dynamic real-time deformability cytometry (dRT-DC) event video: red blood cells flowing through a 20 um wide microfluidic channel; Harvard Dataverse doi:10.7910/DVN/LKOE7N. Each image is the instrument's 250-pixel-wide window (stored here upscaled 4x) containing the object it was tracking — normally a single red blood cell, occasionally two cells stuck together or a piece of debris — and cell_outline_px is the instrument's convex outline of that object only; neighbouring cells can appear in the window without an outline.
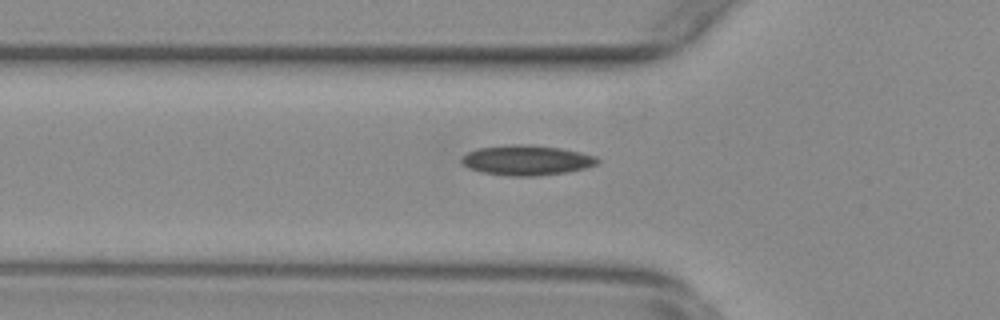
{"species": "common noctule bat (a hibernating species)", "species_latin": "Nyctalus noctula", "temperature_condition": "warm", "stored_images_in_passage": 41, "camera_frame_rate_fps": 3000, "um_per_image_px": 0.085, "animal": {"sex": "female", "body_mass_g": 29.2, "forearm_length_mm": 56.3}, "frame": {"image": 1, "passage_image": 7, "time_ms": 2.0, "image_size_px": [1000, 320], "cell_outline_px": [[600, 164], [568, 172], [540, 176], [508, 176], [480, 172], [468, 168], [460, 164], [460, 156], [468, 152], [480, 148], [512, 144], [520, 144], [560, 148], [580, 152], [596, 156], [600, 160]], "centroid_in_image_um": [44.74, 13.63], "position_along_channel_um": 81.1, "area_um2": 24.04}}
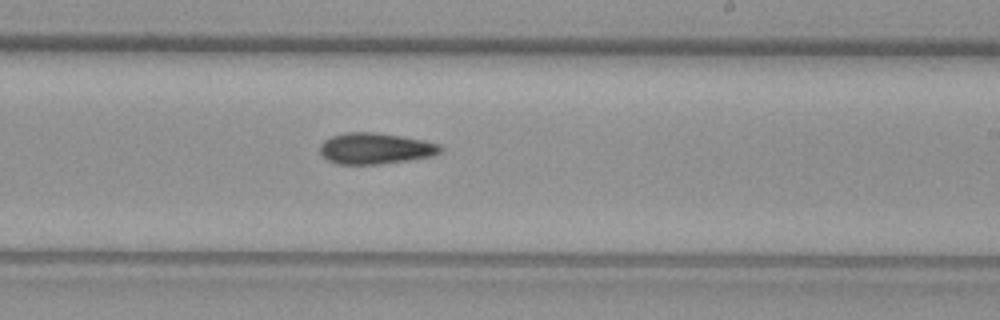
{"frame": {"image": 2, "passage_image": 21, "time_ms": 6.667, "image_size_px": [1000, 320], "cell_outline_px": [[444, 148], [436, 156], [380, 164], [336, 164], [328, 160], [320, 152], [320, 144], [324, 140], [332, 136], [344, 132], [376, 132], [424, 140], [440, 144]], "centroid_in_image_um": [31.93, 12.62], "position_along_channel_um": 257.1, "area_um2": 22.02}}
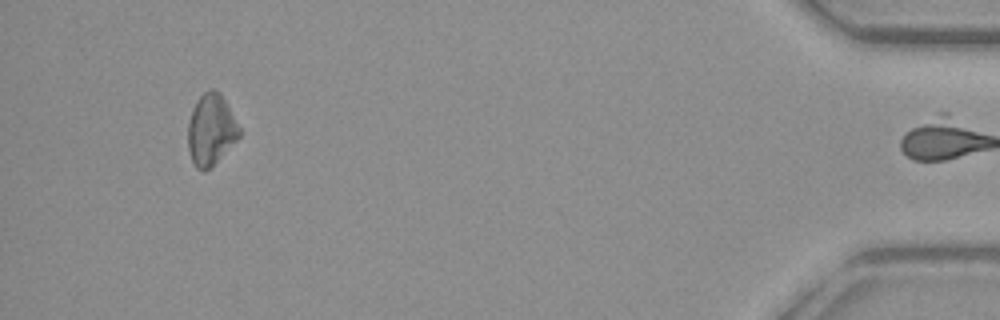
{"frame": {"image": 3, "passage_image": 40, "time_ms": 13.0, "image_size_px": [1000, 320], "cell_outline_px": [[244, 132], [204, 172], [196, 168], [192, 160], [188, 148], [188, 124], [192, 112], [200, 96], [208, 88], [212, 88], [220, 92]], "centroid_in_image_um": [17.96, 10.99], "position_along_channel_um": 417.2, "area_um2": 21.04}}